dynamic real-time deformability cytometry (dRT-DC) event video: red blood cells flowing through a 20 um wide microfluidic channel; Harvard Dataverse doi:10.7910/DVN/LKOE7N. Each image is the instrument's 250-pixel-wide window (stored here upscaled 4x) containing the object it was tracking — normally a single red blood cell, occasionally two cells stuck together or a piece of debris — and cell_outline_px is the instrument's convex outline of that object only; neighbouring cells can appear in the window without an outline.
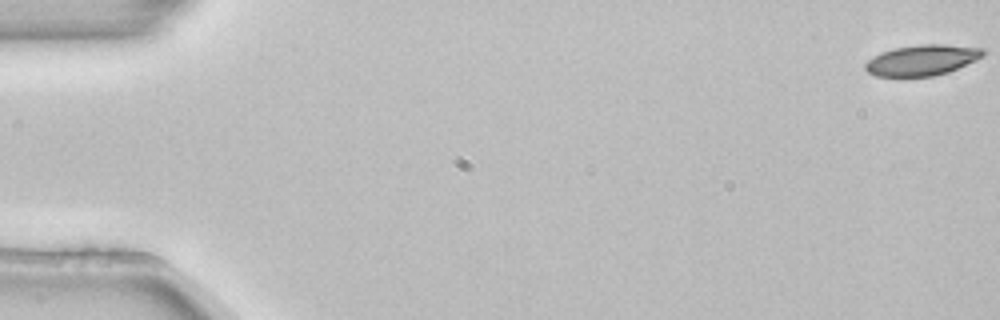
{"species": "common noctule bat (a hibernating species)", "species_latin": "Nyctalus noctula", "temperature_condition": "room temperature", "stored_images_in_passage": 3, "camera_frame_rate_fps": 3000, "um_per_image_px": 0.085, "animal": {"sex": "female", "body_mass_g": 22.7, "forearm_length_mm": 54.2}, "frame": {"image": 1, "passage_image": 1, "time_ms": 0.0, "image_size_px": [1000, 320], "cell_outline_px": [[984, 56], [976, 60], [948, 72], [932, 76], [900, 80], [876, 76], [868, 72], [864, 68], [864, 64], [868, 60], [880, 52], [892, 48], [920, 44], [944, 44], [984, 48]], "centroid_in_image_um": [78.3, 5.15], "position_along_channel_um": 6.7, "area_um2": 21.91}}